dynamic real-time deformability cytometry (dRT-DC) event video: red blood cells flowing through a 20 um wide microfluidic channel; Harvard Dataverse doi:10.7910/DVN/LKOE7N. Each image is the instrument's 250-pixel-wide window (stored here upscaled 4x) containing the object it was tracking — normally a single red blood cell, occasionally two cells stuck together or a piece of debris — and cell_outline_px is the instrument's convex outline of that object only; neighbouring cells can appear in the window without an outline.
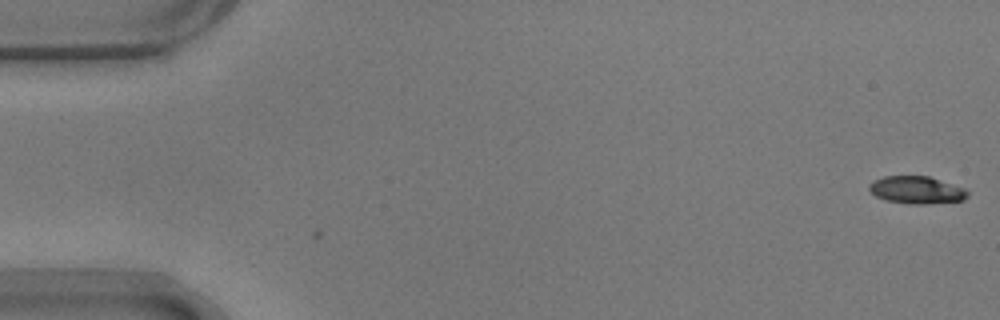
{"species": "common noctule bat (a hibernating species)", "species_latin": "Nyctalus noctula", "temperature_condition": "warm", "stored_images_in_passage": 5, "camera_frame_rate_fps": 3000, "um_per_image_px": 0.085, "animal": {"sex": "male", "body_mass_g": 17.9}, "frame": {"image": 1, "passage_image": 5, "time_ms": 1.333, "image_size_px": [1000, 320], "cell_outline_px": [[968, 196], [964, 200], [928, 204], [908, 204], [884, 200], [876, 196], [868, 188], [868, 184], [872, 180], [884, 176], [928, 176], [964, 188], [968, 192]], "centroid_in_image_um": [77.88, 16.15], "position_along_channel_um": 7.1, "area_um2": 15.84}}